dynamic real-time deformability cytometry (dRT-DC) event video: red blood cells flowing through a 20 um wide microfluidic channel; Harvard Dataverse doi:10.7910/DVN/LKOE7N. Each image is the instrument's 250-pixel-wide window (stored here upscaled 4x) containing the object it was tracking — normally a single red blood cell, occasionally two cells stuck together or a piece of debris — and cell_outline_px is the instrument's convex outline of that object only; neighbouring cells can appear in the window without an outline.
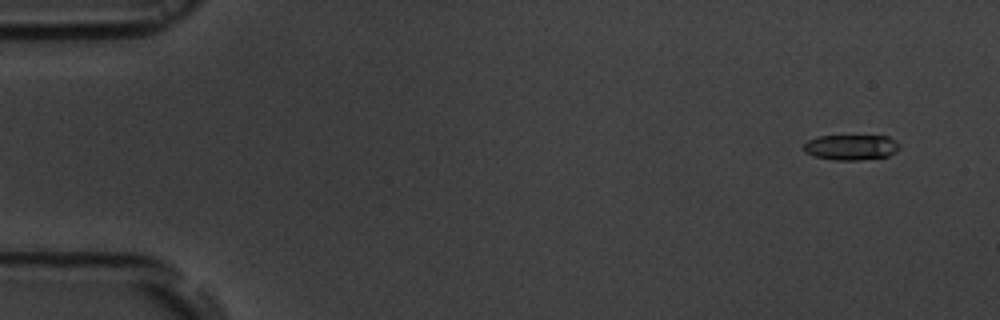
{"species": "common noctule bat (a hibernating species)", "species_latin": "Nyctalus noctula", "temperature_condition": "room temperature", "stored_images_in_passage": 4, "camera_frame_rate_fps": 3000, "um_per_image_px": 0.085, "animal": {"sex": "male", "body_mass_g": 19.5, "forearm_length_mm": 54.6}, "frame": {"image": 1, "passage_image": 1, "time_ms": 0.0, "image_size_px": [1000, 320], "cell_outline_px": [[900, 148], [896, 152], [888, 156], [860, 160], [832, 160], [816, 156], [804, 152], [804, 144], [808, 140], [820, 136], [888, 136], [896, 140], [900, 144]], "centroid_in_image_um": [72.38, 12.52], "position_along_channel_um": 12.6, "area_um2": 14.22}}
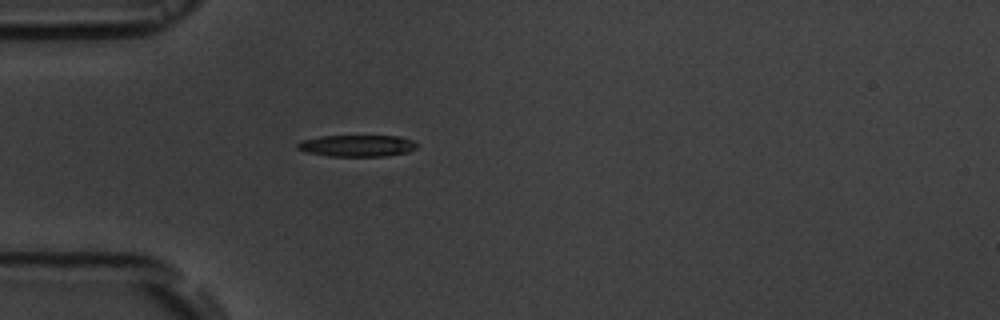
{"frame": {"image": 2, "passage_image": 4, "time_ms": 4.333, "image_size_px": [1000, 320], "cell_outline_px": [[416, 148], [408, 152], [384, 156], [328, 156], [308, 152], [296, 148], [296, 144], [300, 140], [320, 136], [400, 136], [412, 140], [416, 144]], "centroid_in_image_um": [30.32, 12.38], "position_along_channel_um": 54.7, "area_um2": 15.03}}